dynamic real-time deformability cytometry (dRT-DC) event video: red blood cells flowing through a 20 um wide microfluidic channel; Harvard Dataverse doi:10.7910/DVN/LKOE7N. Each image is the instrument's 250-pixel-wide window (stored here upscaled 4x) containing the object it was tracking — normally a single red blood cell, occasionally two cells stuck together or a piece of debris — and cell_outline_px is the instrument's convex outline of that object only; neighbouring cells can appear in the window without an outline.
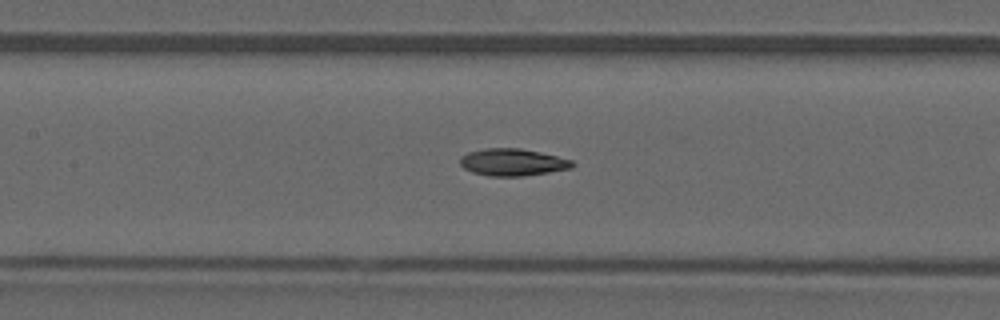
{"species": "common noctule bat (a hibernating species)", "species_latin": "Nyctalus noctula", "temperature_condition": "warm", "stored_images_in_passage": 37, "camera_frame_rate_fps": 3000, "um_per_image_px": 0.085, "animal": {"sex": "male", "forearm_length_mm": 52.5}, "frame": {"image": 1, "passage_image": 22, "time_ms": 7.0, "image_size_px": [1000, 320], "cell_outline_px": [[576, 164], [572, 168], [524, 176], [488, 176], [472, 172], [464, 168], [460, 164], [460, 156], [468, 152], [484, 148], [520, 148], [540, 152], [572, 160]], "centroid_in_image_um": [43.56, 13.79], "position_along_channel_um": 163.8, "area_um2": 17.8}}
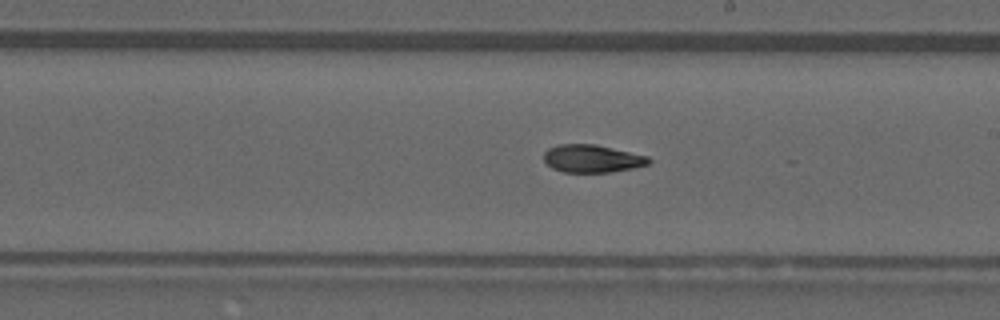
{"frame": {"image": 2, "passage_image": 27, "time_ms": 8.667, "image_size_px": [1000, 320], "cell_outline_px": [[652, 160], [648, 164], [632, 168], [612, 172], [564, 172], [552, 168], [544, 160], [544, 152], [548, 148], [556, 144], [596, 144], [648, 156]], "centroid_in_image_um": [50.32, 13.47], "position_along_channel_um": 238.7, "area_um2": 16.99}}